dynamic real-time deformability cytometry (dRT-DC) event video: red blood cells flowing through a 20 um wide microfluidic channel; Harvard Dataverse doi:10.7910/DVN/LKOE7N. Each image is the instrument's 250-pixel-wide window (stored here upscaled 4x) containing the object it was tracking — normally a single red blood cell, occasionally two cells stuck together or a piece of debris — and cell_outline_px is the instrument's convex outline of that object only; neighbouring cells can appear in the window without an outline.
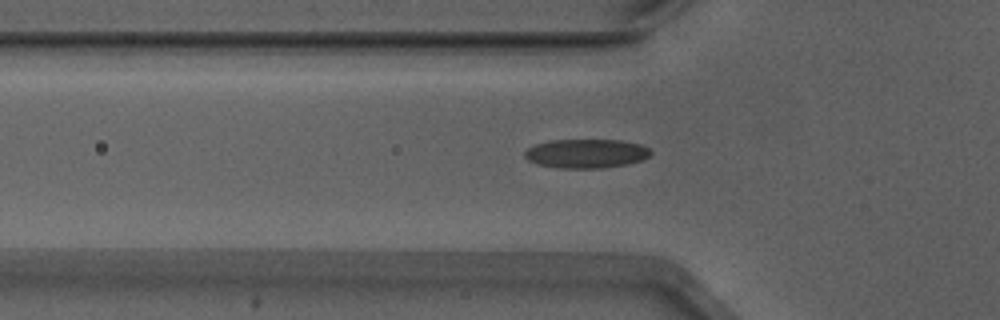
{"species": "Egyptian fruit bat (a non-hibernating species)", "species_latin": "Rousettus aegyptiacus", "temperature_condition": "warm", "stored_images_in_passage": 28, "camera_frame_rate_fps": 3000, "um_per_image_px": 0.085, "animal": {"sex": "male"}, "frame": {"image": 1, "passage_image": 4, "time_ms": 1.0, "image_size_px": [1000, 320], "cell_outline_px": [[652, 152], [644, 160], [628, 164], [600, 168], [556, 168], [536, 164], [528, 160], [524, 156], [524, 152], [528, 148], [536, 144], [548, 140], [620, 140], [640, 144], [648, 148]], "centroid_in_image_um": [49.81, 13.05], "position_along_channel_um": 76.0, "area_um2": 21.44}}
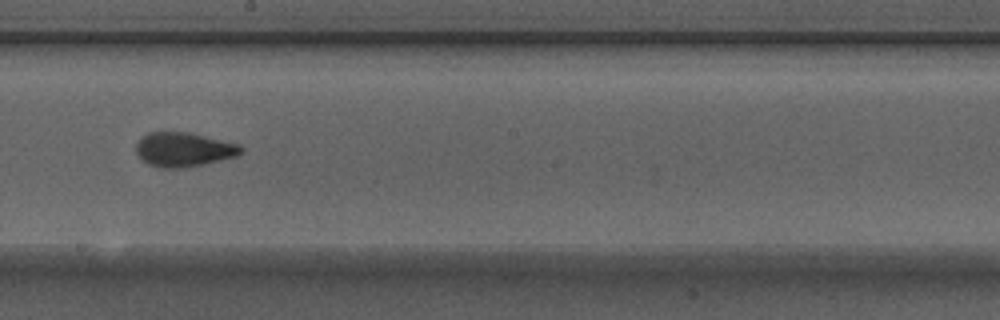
{"frame": {"image": 2, "passage_image": 16, "time_ms": 5.0, "image_size_px": [1000, 320], "cell_outline_px": [[244, 152], [236, 156], [204, 164], [184, 168], [160, 168], [148, 164], [136, 152], [136, 144], [148, 132], [184, 132], [240, 144], [244, 148]], "centroid_in_image_um": [15.64, 12.72], "position_along_channel_um": 232.6, "area_um2": 20.75}}
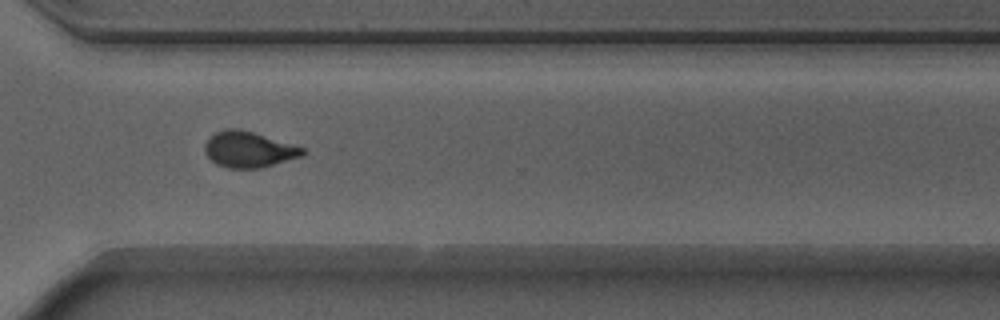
{"frame": {"image": 3, "passage_image": 25, "time_ms": 8.0, "image_size_px": [1000, 320], "cell_outline_px": [[304, 152], [300, 156], [260, 168], [228, 168], [216, 164], [204, 152], [204, 144], [208, 136], [224, 128], [240, 128], [304, 148]], "centroid_in_image_um": [21.05, 12.69], "position_along_channel_um": 349.5, "area_um2": 20.29}, "authors_computed_cell_mechanics": {"area_um2": 20.6346, "velocity_mm_per_s": 3.9076, "shape_relaxation_time_tau1_ms": 4.3906, "shape_relaxation_time_tau2_ms": 1.1517, "deformation_change_tau1": 0.158, "deformation_change_tau2": 0.0722}}